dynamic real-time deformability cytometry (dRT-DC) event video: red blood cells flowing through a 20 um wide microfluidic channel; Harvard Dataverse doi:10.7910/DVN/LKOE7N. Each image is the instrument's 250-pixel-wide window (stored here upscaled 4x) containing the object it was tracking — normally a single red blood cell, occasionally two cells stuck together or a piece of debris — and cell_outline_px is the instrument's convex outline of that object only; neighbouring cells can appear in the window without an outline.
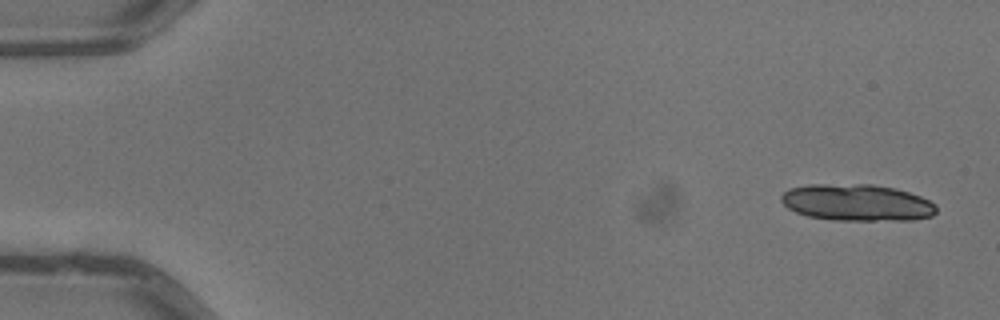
{"species": "common noctule bat (a hibernating species)", "species_latin": "Nyctalus noctula", "temperature_condition": "warm", "stored_images_in_passage": 6, "segment_of_instrument_passage": [1, 2], "camera_frame_rate_fps": 3000, "um_per_image_px": 0.085, "animal": {"sex": "male", "body_mass_g": 13.3}, "frame": {"image": 1, "passage_image": 1, "time_ms": 0.0, "image_size_px": [1000, 320], "cell_outline_px": [[936, 212], [932, 216], [912, 220], [832, 220], [808, 216], [796, 212], [788, 208], [780, 200], [780, 196], [788, 188], [808, 184], [872, 184], [896, 188], [920, 196], [936, 204]], "centroid_in_image_um": [72.82, 17.21], "position_along_channel_um": 12.2, "area_um2": 33.41}}